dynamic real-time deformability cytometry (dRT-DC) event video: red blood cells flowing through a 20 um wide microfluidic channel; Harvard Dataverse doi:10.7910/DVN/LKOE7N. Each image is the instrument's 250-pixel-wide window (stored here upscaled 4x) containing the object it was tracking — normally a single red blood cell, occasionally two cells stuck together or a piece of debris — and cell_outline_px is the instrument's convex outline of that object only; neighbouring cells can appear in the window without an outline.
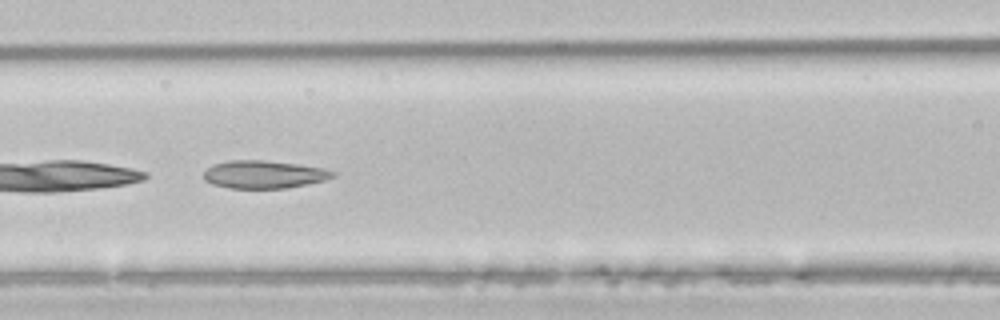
{"species": "common noctule bat (a hibernating species)", "species_latin": "Nyctalus noctula", "temperature_condition": "room temperature", "stored_images_in_passage": 20, "camera_frame_rate_fps": 3000, "um_per_image_px": 0.085, "animal": {"sex": "male", "body_mass_g": 21.5, "forearm_length_mm": 52.0}, "frame": {"image": 1, "passage_image": 6, "time_ms": 1.667, "image_size_px": [1000, 320], "cell_outline_px": [[336, 176], [324, 180], [288, 188], [228, 188], [212, 184], [204, 180], [204, 172], [208, 168], [216, 164], [232, 160], [264, 160], [296, 164], [320, 168], [336, 172]], "centroid_in_image_um": [22.42, 14.83], "position_along_channel_um": 144.2, "area_um2": 20.69}}
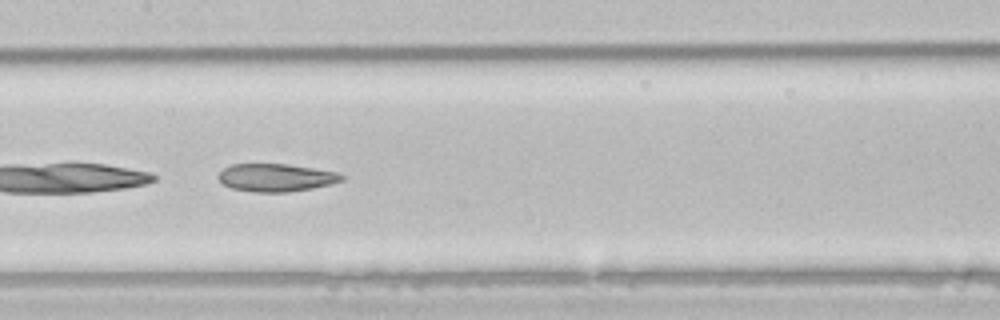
{"frame": {"image": 2, "passage_image": 9, "time_ms": 2.667, "image_size_px": [1000, 320], "cell_outline_px": [[348, 176], [344, 180], [332, 184], [312, 188], [288, 192], [252, 192], [232, 188], [224, 184], [216, 176], [224, 168], [232, 164], [288, 164], [336, 172]], "centroid_in_image_um": [23.49, 15.1], "position_along_channel_um": 183.9, "area_um2": 20.06}}
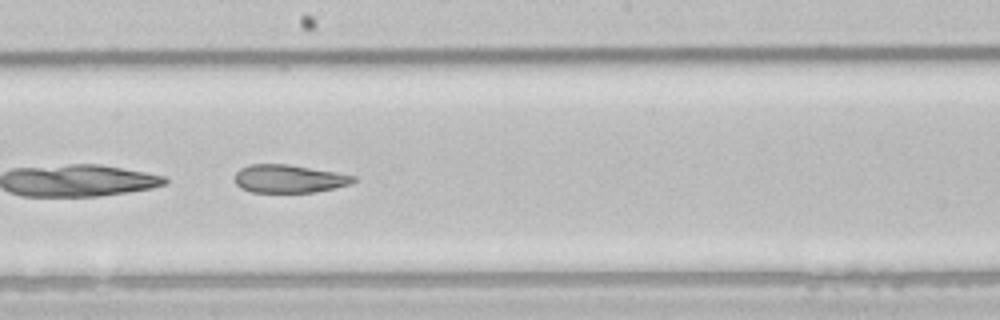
{"frame": {"image": 3, "passage_image": 12, "time_ms": 3.667, "image_size_px": [1000, 320], "cell_outline_px": [[356, 180], [352, 184], [316, 192], [252, 192], [240, 188], [236, 184], [236, 172], [240, 168], [248, 164], [288, 164], [336, 172], [356, 176]], "centroid_in_image_um": [24.58, 15.19], "position_along_channel_um": 223.6, "area_um2": 19.48}}